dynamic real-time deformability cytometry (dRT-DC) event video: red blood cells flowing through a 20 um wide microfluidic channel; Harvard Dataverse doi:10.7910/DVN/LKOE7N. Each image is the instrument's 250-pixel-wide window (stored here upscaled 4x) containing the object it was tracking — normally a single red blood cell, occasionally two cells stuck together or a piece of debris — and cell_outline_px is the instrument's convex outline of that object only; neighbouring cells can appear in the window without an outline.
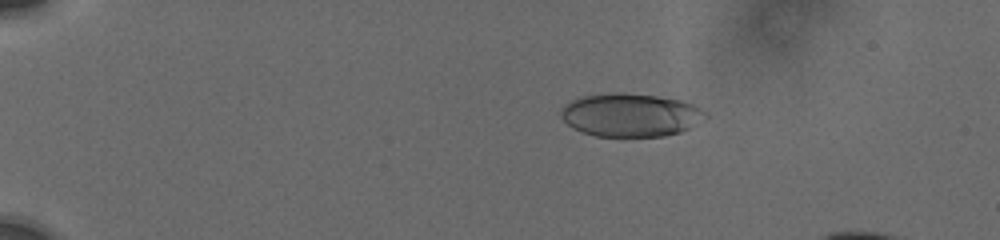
{"species": "human", "species_latin": "Homo sapiens", "temperature_condition": "cold", "stored_images_in_passage": 55, "camera_frame_rate_fps": 3000, "um_per_image_px": 0.085, "donor": {"sex": "male"}, "frame": {"image": 1, "passage_image": 1, "time_ms": 0.0, "image_size_px": [1000, 240], "cell_outline_px": [[708, 116], [688, 128], [680, 132], [664, 136], [596, 136], [572, 128], [560, 116], [560, 108], [564, 104], [580, 96], [612, 92], [624, 92], [656, 96], [680, 100], [692, 104], [708, 112]], "centroid_in_image_um": [53.56, 9.76], "position_along_channel_um": 31.4, "area_um2": 36.53}}
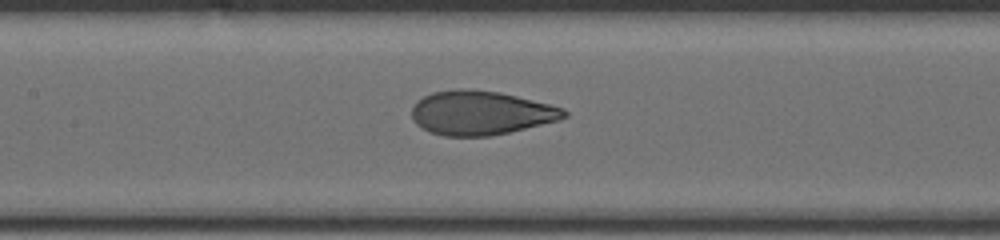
{"frame": {"image": 2, "passage_image": 18, "time_ms": 6.0, "image_size_px": [1000, 240], "cell_outline_px": [[568, 116], [560, 120], [492, 136], [444, 136], [428, 132], [416, 124], [412, 120], [412, 108], [416, 100], [432, 92], [456, 88], [468, 88], [500, 92], [564, 108], [568, 112]], "centroid_in_image_um": [40.84, 9.59], "position_along_channel_um": 166.6, "area_um2": 39.42}}
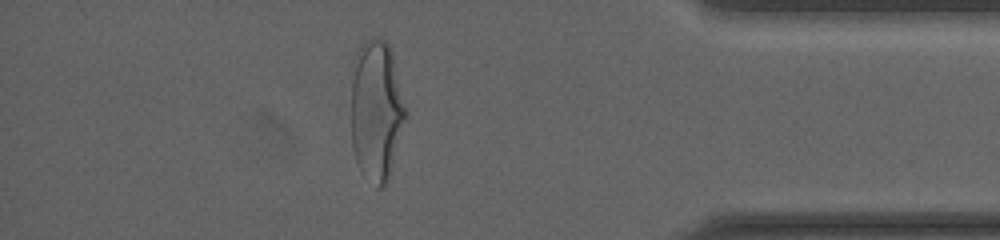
{"frame": {"image": 3, "passage_image": 43, "time_ms": 13.0, "image_size_px": [1000, 240], "cell_outline_px": [[408, 116], [388, 180], [380, 188], [376, 188], [360, 168], [356, 160], [352, 148], [352, 80], [356, 52], [360, 44], [364, 40], [372, 36], [384, 40], [388, 44], [392, 52], [408, 112]], "centroid_in_image_um": [32.02, 9.36], "position_along_channel_um": 403.2, "area_um2": 45.14}}